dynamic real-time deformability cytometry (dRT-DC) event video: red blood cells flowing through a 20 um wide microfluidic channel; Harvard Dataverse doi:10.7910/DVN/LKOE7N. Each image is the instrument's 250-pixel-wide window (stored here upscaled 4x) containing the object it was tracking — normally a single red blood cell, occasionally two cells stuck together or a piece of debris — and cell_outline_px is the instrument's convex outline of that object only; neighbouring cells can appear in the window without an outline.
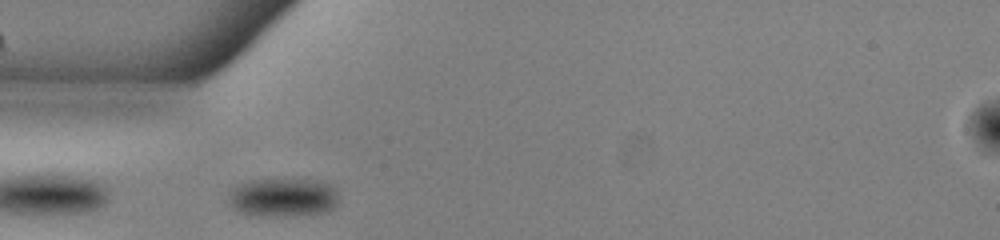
{"species": "common noctule bat (a hibernating species)", "species_latin": "Nyctalus noctula", "temperature_condition": "warm", "stored_images_in_passage": 37, "camera_frame_rate_fps": 3000, "um_per_image_px": 0.085, "animal": {"sex": "male", "body_mass_g": 13.0, "forearm_length_mm": 53.1}, "frame": {"image": 1, "passage_image": 1, "time_ms": 0.0, "image_size_px": [1000, 240], "cell_outline_px": [[340, 196], [336, 204], [332, 208], [320, 212], [292, 216], [260, 216], [240, 212], [232, 208], [228, 204], [228, 196], [232, 188], [248, 180], [312, 180], [332, 184], [336, 188]], "centroid_in_image_um": [24.04, 16.78], "position_along_channel_um": 61.0, "area_um2": 24.91}}
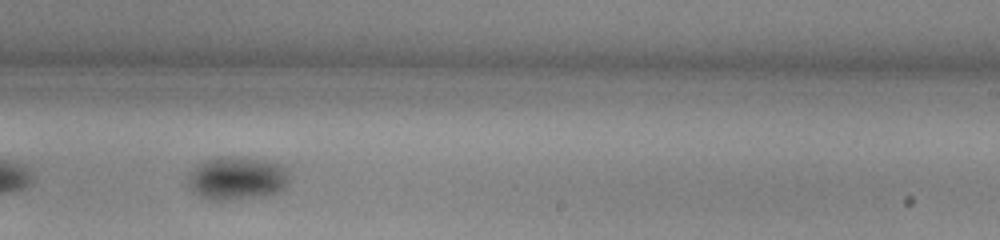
{"frame": {"image": 2, "passage_image": 17, "time_ms": 5.333, "image_size_px": [1000, 240], "cell_outline_px": [[288, 180], [284, 188], [264, 196], [220, 200], [212, 200], [200, 196], [192, 188], [188, 176], [204, 160], [216, 156], [244, 156], [264, 160], [280, 164], [288, 172]], "centroid_in_image_um": [20.17, 15.12], "position_along_channel_um": 268.8, "area_um2": 25.14}}
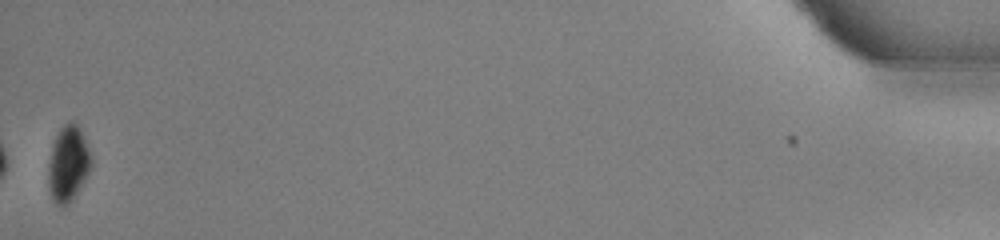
{"frame": {"image": 3, "passage_image": 37, "time_ms": 12.0, "image_size_px": [1000, 240], "cell_outline_px": [[92, 164], [84, 180], [76, 192], [64, 204], [56, 204], [52, 196], [48, 184], [48, 164], [52, 144], [60, 128], [64, 124], [72, 120], [80, 128], [84, 136], [92, 160]], "centroid_in_image_um": [5.78, 13.83], "position_along_channel_um": 429.4, "area_um2": 18.38}, "authors_computed_cell_mechanics": {"area_um2": 24.3338, "velocity_mm_per_s": 3.9323, "shape_relaxation_time_tau1_ms": 4.3682, "shape_relaxation_time_tau2_ms": null, "deformation_change_tau1": 0.0726, "deformation_change_tau2": null}}